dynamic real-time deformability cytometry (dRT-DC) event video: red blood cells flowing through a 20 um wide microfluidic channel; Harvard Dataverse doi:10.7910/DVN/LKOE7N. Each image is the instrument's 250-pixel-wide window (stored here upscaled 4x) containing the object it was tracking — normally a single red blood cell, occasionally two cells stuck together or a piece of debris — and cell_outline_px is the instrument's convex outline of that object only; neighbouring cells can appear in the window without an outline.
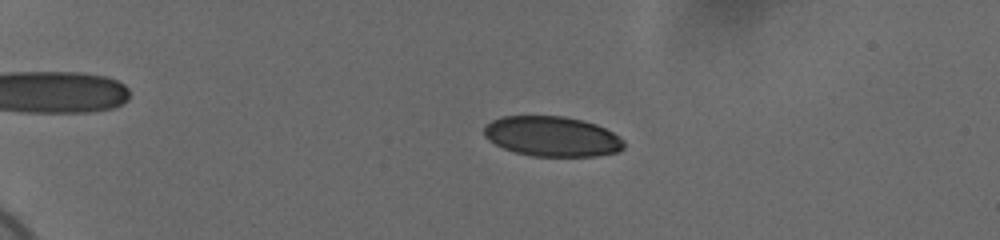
{"species": "human", "species_latin": "Homo sapiens", "temperature_condition": "cold", "stored_images_in_passage": 59, "camera_frame_rate_fps": 3000, "um_per_image_px": 0.085, "donor": {"sex": "female"}, "frame": {"image": 1, "passage_image": 15, "time_ms": 4.667, "image_size_px": [1000, 240], "cell_outline_px": [[624, 148], [620, 152], [596, 156], [532, 156], [516, 152], [504, 148], [488, 140], [484, 136], [484, 124], [500, 116], [564, 116], [584, 120], [596, 124], [620, 136], [624, 140]], "centroid_in_image_um": [46.94, 11.59], "position_along_channel_um": 38.1, "area_um2": 32.95}}
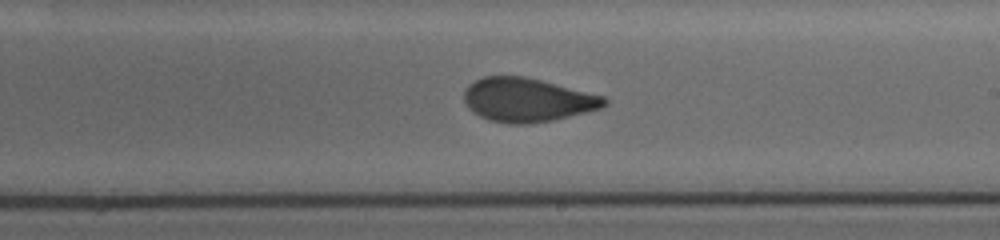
{"frame": {"image": 2, "passage_image": 38, "time_ms": 12.333, "image_size_px": [1000, 240], "cell_outline_px": [[608, 104], [604, 108], [552, 120], [528, 124], [508, 124], [488, 120], [472, 112], [468, 108], [464, 100], [464, 92], [468, 84], [484, 76], [524, 76], [604, 96], [608, 100]], "centroid_in_image_um": [44.82, 8.5], "position_along_channel_um": 244.2, "area_um2": 35.89}}
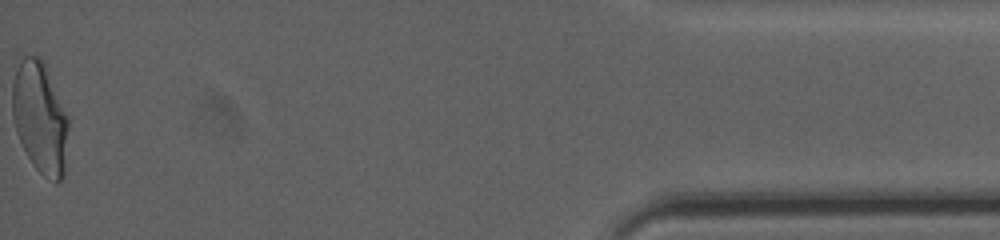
{"frame": {"image": 3, "passage_image": 59, "time_ms": 19.333, "image_size_px": [1000, 240], "cell_outline_px": [[68, 128], [64, 172], [60, 180], [56, 184], [44, 176], [32, 164], [16, 132], [12, 116], [12, 80], [16, 68], [20, 60], [24, 56], [40, 56], [44, 60], [68, 116]], "centroid_in_image_um": [3.39, 9.96], "position_along_channel_um": 431.8, "area_um2": 36.65}, "authors_computed_cell_mechanics": {"area_um2": 35.2002, "velocity_mm_per_s": 3.695, "shape_relaxation_time_tau1_ms": 5.5548, "shape_relaxation_time_tau2_ms": 1.1918, "deformation_change_tau1": 0.1668, "deformation_change_tau2": 0.0615}}